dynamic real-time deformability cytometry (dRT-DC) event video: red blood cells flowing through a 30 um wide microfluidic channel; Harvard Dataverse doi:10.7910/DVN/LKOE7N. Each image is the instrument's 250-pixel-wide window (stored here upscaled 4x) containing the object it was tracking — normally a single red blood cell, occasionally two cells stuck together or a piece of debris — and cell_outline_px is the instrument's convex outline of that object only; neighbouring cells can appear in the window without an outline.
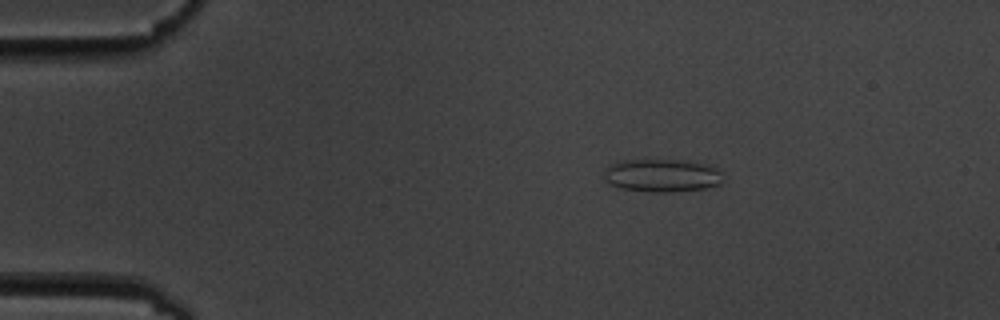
{"species": "common noctule bat (a hibernating species)", "species_latin": "Nyctalus noctula", "temperature_condition": "cold", "stored_images_in_passage": 2, "camera_frame_rate_fps": 3000, "um_per_image_px": 0.085, "animal": {"sex": "male", "body_mass_g": 19.5, "forearm_length_mm": 54.6}, "frame": {"image": 1, "passage_image": 2, "time_ms": 1.333, "image_size_px": [1000, 320], "cell_outline_px": [[724, 172], [720, 184], [704, 188], [668, 192], [652, 192], [620, 188], [604, 180], [604, 168], [608, 164], [620, 160], [684, 160], [708, 164]], "centroid_in_image_um": [56.26, 14.9], "position_along_channel_um": 28.7, "area_um2": 23.12}}